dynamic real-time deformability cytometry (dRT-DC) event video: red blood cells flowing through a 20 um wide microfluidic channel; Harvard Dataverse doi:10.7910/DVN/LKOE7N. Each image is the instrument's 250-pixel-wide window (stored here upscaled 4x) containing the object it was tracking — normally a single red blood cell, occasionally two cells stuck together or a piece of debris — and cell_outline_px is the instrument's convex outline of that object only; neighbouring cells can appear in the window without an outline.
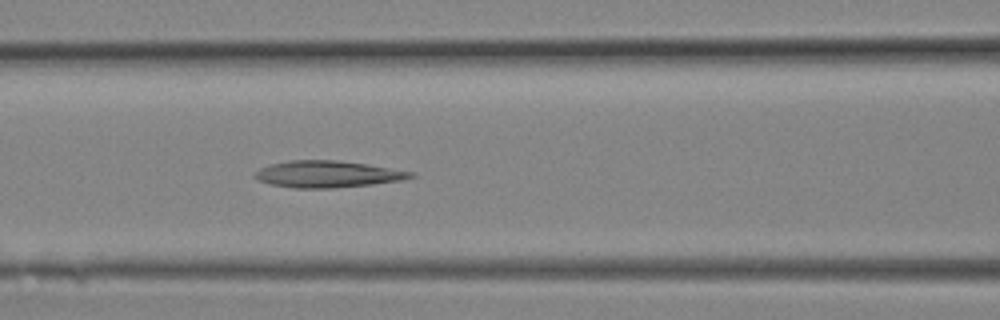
{"species": "Egyptian fruit bat (a non-hibernating species)", "species_latin": "Rousettus aegyptiacus", "temperature_condition": "room temperature", "stored_images_in_passage": 9, "camera_frame_rate_fps": 3000, "um_per_image_px": 0.085, "animal": {"sex": "female"}, "frame": {"image": 1, "passage_image": 9, "time_ms": 2.667, "image_size_px": [1000, 320], "cell_outline_px": [[416, 176], [404, 180], [372, 184], [332, 188], [292, 188], [268, 184], [252, 176], [260, 168], [272, 164], [288, 160], [336, 160], [368, 164], [416, 172]], "centroid_in_image_um": [27.88, 14.8], "position_along_channel_um": 138.7, "area_um2": 24.39}}